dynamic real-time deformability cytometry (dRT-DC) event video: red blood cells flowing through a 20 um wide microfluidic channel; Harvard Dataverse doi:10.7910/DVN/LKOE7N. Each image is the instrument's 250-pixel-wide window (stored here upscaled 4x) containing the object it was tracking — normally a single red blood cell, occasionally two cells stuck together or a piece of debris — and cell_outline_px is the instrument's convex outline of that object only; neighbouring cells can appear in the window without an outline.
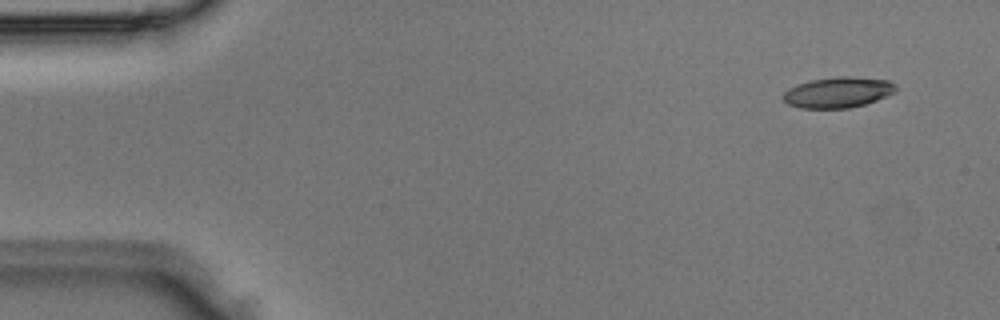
{"species": "Egyptian fruit bat (a non-hibernating species)", "species_latin": "Rousettus aegyptiacus", "temperature_condition": "room temperature", "stored_images_in_passage": 5, "camera_frame_rate_fps": 3000, "um_per_image_px": 0.085, "animal": {"sex": "male"}, "frame": {"image": 1, "passage_image": 1, "time_ms": 0.0, "image_size_px": [1000, 320], "cell_outline_px": [[896, 92], [876, 100], [864, 104], [848, 108], [800, 108], [788, 104], [780, 96], [788, 88], [796, 84], [812, 80], [836, 76], [848, 76], [888, 80], [896, 84]], "centroid_in_image_um": [71.2, 7.84], "position_along_channel_um": 13.8, "area_um2": 20.23}}
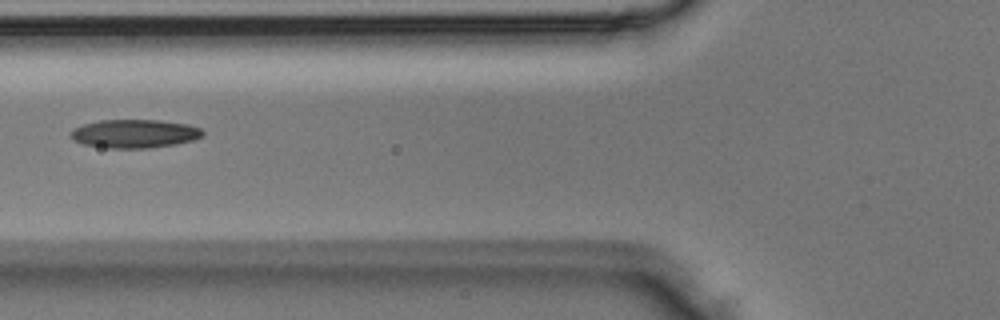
{"frame": {"image": 2, "passage_image": 5, "time_ms": 1.333, "image_size_px": [1000, 320], "cell_outline_px": [[204, 136], [192, 140], [176, 144], [148, 148], [108, 148], [84, 144], [72, 140], [68, 136], [68, 132], [72, 128], [84, 124], [100, 120], [160, 120], [188, 124], [200, 128], [204, 132]], "centroid_in_image_um": [11.4, 11.36], "position_along_channel_um": 114.4, "area_um2": 22.14}}